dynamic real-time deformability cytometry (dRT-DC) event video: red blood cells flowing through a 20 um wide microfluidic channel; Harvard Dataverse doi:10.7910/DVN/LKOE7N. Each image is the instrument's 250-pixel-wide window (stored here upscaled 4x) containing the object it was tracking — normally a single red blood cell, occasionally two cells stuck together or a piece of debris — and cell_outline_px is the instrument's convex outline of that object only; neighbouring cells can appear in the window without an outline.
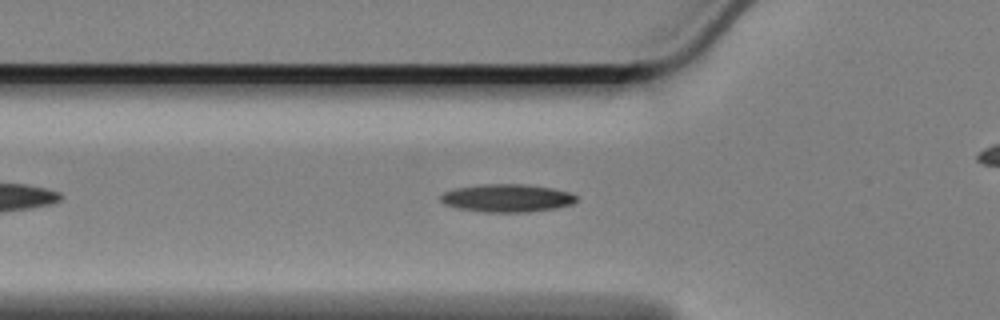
{"species": "Egyptian fruit bat (a non-hibernating species)", "species_latin": "Rousettus aegyptiacus", "temperature_condition": "cold", "stored_images_in_passage": 48, "camera_frame_rate_fps": 3000, "um_per_image_px": 0.085, "animal": {"sex": "female"}, "frame": {"image": 1, "passage_image": 8, "time_ms": 2.333, "image_size_px": [1000, 320], "cell_outline_px": [[576, 200], [572, 204], [556, 208], [528, 212], [484, 212], [456, 208], [444, 204], [440, 200], [440, 196], [444, 192], [456, 188], [480, 184], [524, 184], [552, 188], [568, 192], [576, 196]], "centroid_in_image_um": [43.06, 16.84], "position_along_channel_um": 82.7, "area_um2": 22.08}}
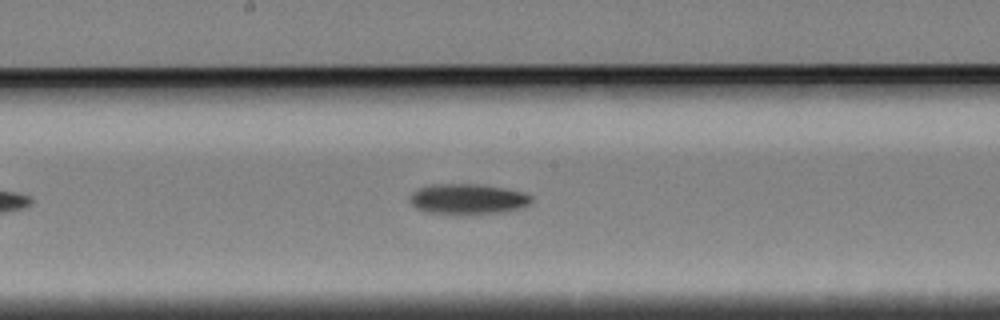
{"frame": {"image": 2, "passage_image": 19, "time_ms": 6.0, "image_size_px": [1000, 320], "cell_outline_px": [[532, 200], [528, 204], [520, 208], [504, 212], [424, 212], [416, 208], [408, 200], [408, 196], [412, 192], [420, 188], [432, 184], [476, 184], [504, 188], [520, 192], [532, 196]], "centroid_in_image_um": [39.71, 16.89], "position_along_channel_um": 208.5, "area_um2": 20.87}}
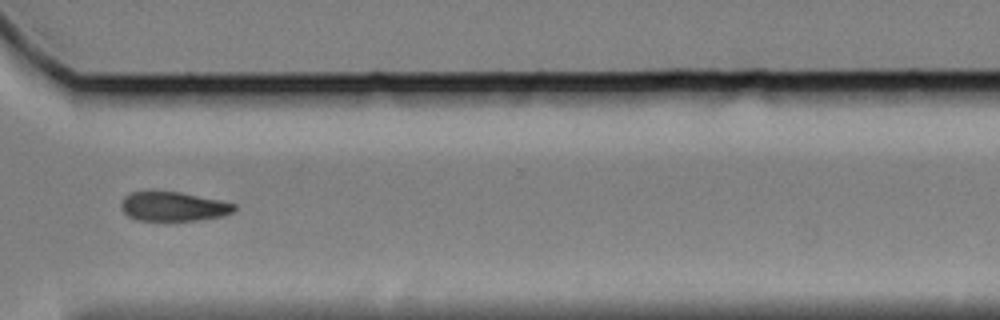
{"frame": {"image": 3, "passage_image": 32, "time_ms": 10.333, "image_size_px": [1000, 320], "cell_outline_px": [[236, 208], [232, 212], [224, 216], [168, 224], [136, 220], [128, 216], [120, 208], [120, 204], [124, 196], [132, 192], [156, 188], [180, 192], [220, 200], [236, 204]], "centroid_in_image_um": [14.66, 17.56], "position_along_channel_um": 355.9, "area_um2": 20.75}, "authors_computed_cell_mechanics": {"area_um2": 20.7502, "velocity_mm_per_s": 3.3982, "shape_relaxation_time_tau1_ms": 7.4924, "shape_relaxation_time_tau2_ms": null, "deformation_change_tau1": 0.1179, "deformation_change_tau2": null}}